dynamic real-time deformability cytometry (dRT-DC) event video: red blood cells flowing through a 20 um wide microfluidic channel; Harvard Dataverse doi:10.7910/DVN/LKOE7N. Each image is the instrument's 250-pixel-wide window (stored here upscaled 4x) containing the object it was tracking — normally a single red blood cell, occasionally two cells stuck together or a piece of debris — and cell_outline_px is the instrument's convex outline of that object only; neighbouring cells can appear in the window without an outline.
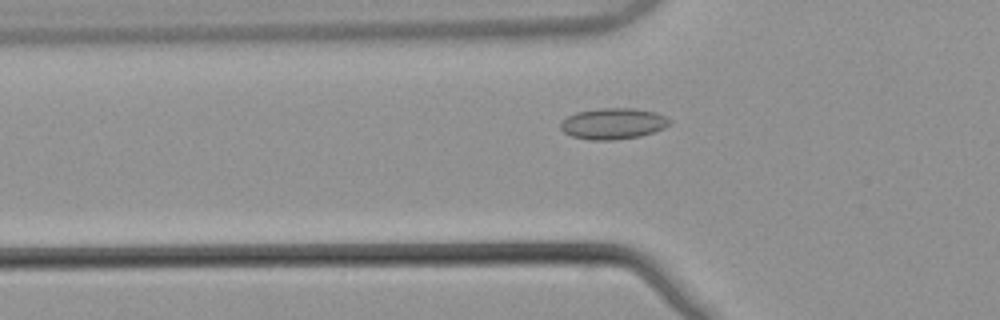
{"species": "common noctule bat (a hibernating species)", "species_latin": "Nyctalus noctula", "temperature_condition": "warm", "stored_images_in_passage": 52, "camera_frame_rate_fps": 3000, "um_per_image_px": 0.085, "animal": {"sex": "male", "body_mass_g": 21.5, "forearm_length_mm": 52.0}, "frame": {"image": 1, "passage_image": 17, "time_ms": 5.333, "image_size_px": [1000, 320], "cell_outline_px": [[672, 120], [664, 128], [640, 136], [612, 140], [592, 140], [572, 136], [564, 132], [560, 128], [560, 124], [568, 116], [576, 112], [600, 108], [636, 108], [656, 112]], "centroid_in_image_um": [52.12, 10.5], "position_along_channel_um": 73.7, "area_um2": 19.65}}
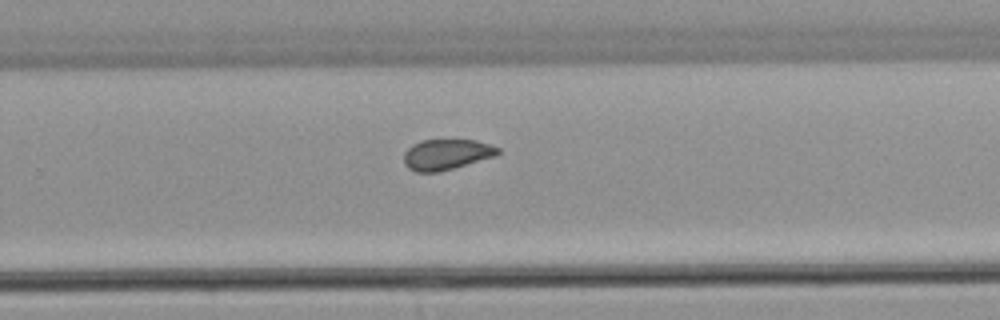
{"frame": {"image": 2, "passage_image": 34, "time_ms": 11.0, "image_size_px": [1000, 320], "cell_outline_px": [[500, 152], [496, 156], [440, 172], [416, 172], [408, 168], [404, 164], [404, 152], [412, 144], [420, 140], [476, 140], [500, 148]], "centroid_in_image_um": [37.94, 13.13], "position_along_channel_um": 291.9, "area_um2": 16.88}}
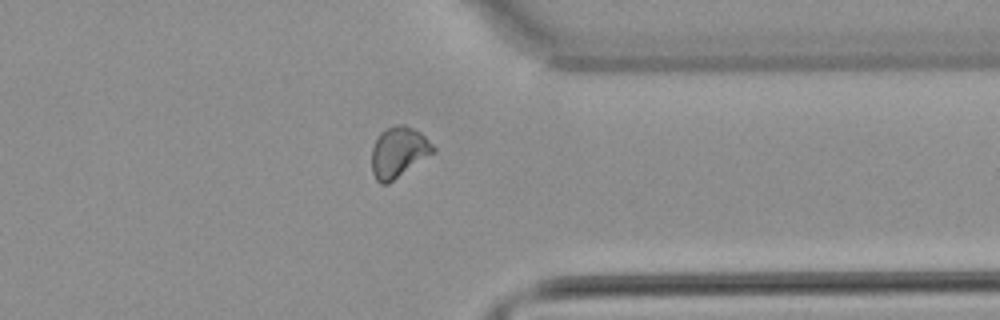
{"frame": {"image": 3, "passage_image": 41, "time_ms": 13.333, "image_size_px": [1000, 320], "cell_outline_px": [[436, 152], [388, 184], [380, 184], [376, 180], [372, 172], [372, 148], [380, 132], [384, 128], [396, 124], [404, 124], [420, 132], [436, 148]], "centroid_in_image_um": [33.88, 12.94], "position_along_channel_um": 377.5, "area_um2": 18.32}, "authors_computed_cell_mechanics": {"area_um2": 17.9469, "velocity_mm_per_s": 3.8436, "shape_relaxation_time_tau1_ms": null, "shape_relaxation_time_tau2_ms": 1.4237, "deformation_change_tau1": null, "deformation_change_tau2": 0.0726}}